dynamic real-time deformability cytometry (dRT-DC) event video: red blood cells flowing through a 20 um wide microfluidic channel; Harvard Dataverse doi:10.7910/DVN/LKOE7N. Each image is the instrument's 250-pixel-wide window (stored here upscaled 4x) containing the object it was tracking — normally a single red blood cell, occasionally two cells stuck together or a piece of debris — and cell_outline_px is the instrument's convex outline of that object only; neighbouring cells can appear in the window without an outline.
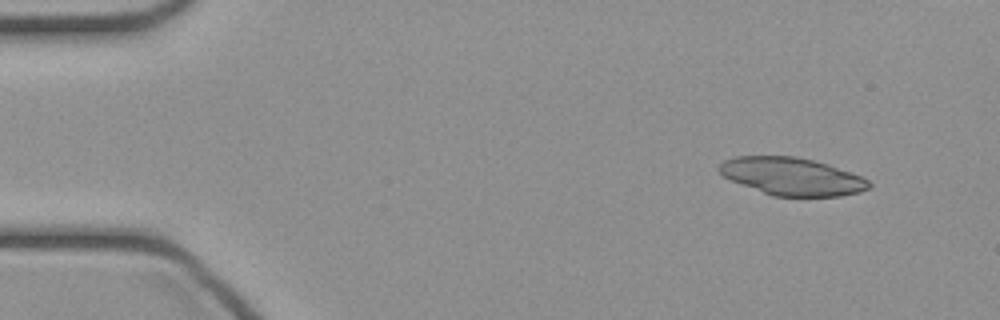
{"species": "common noctule bat (a hibernating species)", "species_latin": "Nyctalus noctula", "temperature_condition": "cold", "stored_images_in_passage": 8, "camera_frame_rate_fps": 3000, "um_per_image_px": 0.085, "animal": {"sex": "female", "body_mass_g": 21.9}, "frame": {"image": 1, "passage_image": 2, "time_ms": 0.333, "image_size_px": [1000, 320], "cell_outline_px": [[872, 184], [868, 188], [860, 192], [840, 196], [772, 196], [732, 180], [724, 176], [716, 168], [724, 160], [736, 156], [796, 156], [828, 164], [860, 176], [868, 180]], "centroid_in_image_um": [67.31, 14.99], "position_along_channel_um": 17.7, "area_um2": 32.6}}